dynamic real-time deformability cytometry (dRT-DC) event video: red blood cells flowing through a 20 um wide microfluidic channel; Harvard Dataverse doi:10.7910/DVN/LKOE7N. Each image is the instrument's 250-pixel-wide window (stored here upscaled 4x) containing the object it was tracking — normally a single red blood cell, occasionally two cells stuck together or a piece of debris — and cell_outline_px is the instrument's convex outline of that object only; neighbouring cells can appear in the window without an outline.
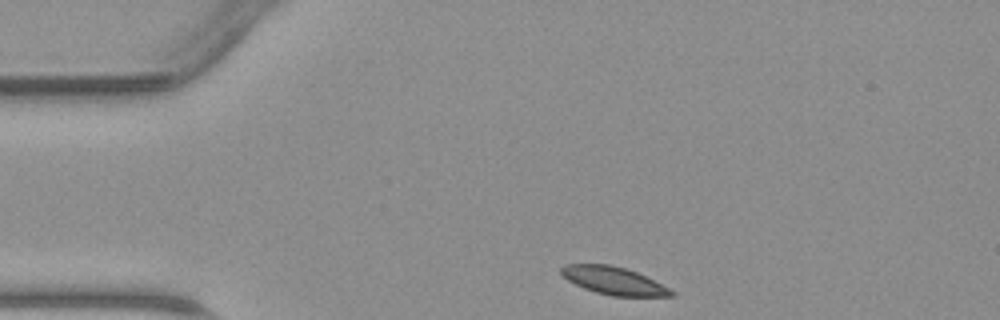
{"species": "common noctule bat (a hibernating species)", "species_latin": "Nyctalus noctula", "temperature_condition": "warm", "stored_images_in_passage": 30, "camera_frame_rate_fps": 3000, "um_per_image_px": 0.085, "animal": {"sex": "male", "body_mass_g": 23.1, "forearm_length_mm": 52.7}, "frame": {"image": 1, "passage_image": 1, "time_ms": 0.0, "image_size_px": [1000, 320], "cell_outline_px": [[676, 296], [612, 296], [596, 292], [584, 288], [568, 280], [560, 272], [560, 268], [564, 264], [608, 264], [624, 268], [636, 272], [676, 292]], "centroid_in_image_um": [52.14, 23.86], "position_along_channel_um": 32.9, "area_um2": 17.51}}
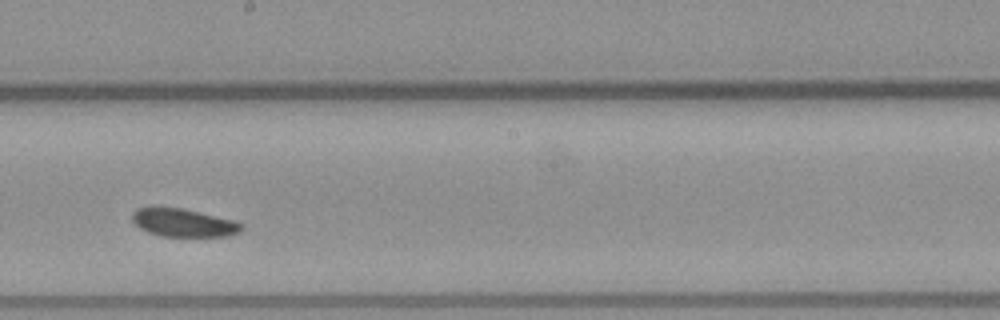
{"frame": {"image": 2, "passage_image": 18, "time_ms": 5.667, "image_size_px": [1000, 320], "cell_outline_px": [[244, 228], [240, 232], [228, 236], [160, 236], [148, 232], [140, 228], [132, 220], [132, 212], [136, 208], [156, 204], [180, 208], [232, 220], [244, 224]], "centroid_in_image_um": [15.53, 18.9], "position_along_channel_um": 232.7, "area_um2": 18.21}}
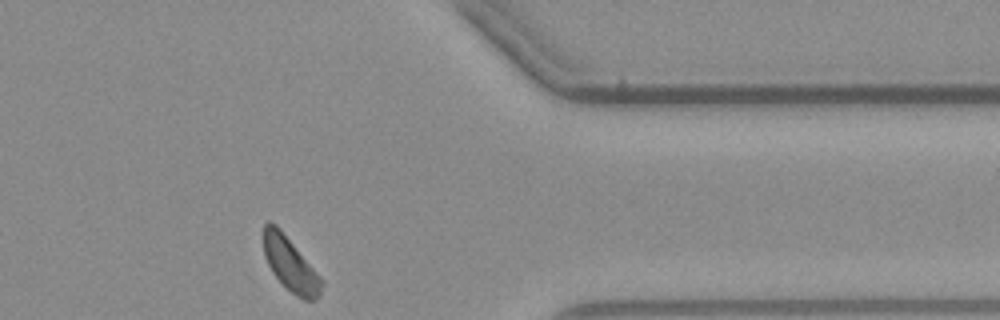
{"frame": {"image": 3, "passage_image": 30, "time_ms": 9.667, "image_size_px": [1000, 320], "cell_outline_px": [[324, 284], [320, 296], [316, 300], [304, 300], [296, 296], [272, 272], [264, 256], [264, 224], [268, 220], [272, 220], [280, 228], [324, 280]], "centroid_in_image_um": [24.71, 22.46], "position_along_channel_um": 386.7, "area_um2": 18.26}}